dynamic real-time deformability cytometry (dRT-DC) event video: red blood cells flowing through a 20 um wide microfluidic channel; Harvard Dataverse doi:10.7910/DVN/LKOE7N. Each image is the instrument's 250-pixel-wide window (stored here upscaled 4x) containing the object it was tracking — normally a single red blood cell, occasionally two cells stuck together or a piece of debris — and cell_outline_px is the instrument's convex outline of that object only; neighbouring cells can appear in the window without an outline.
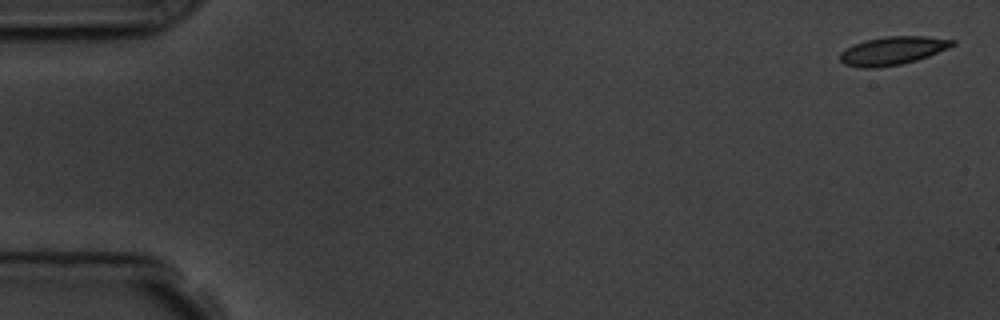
{"species": "common noctule bat (a hibernating species)", "species_latin": "Nyctalus noctula", "temperature_condition": "room temperature", "stored_images_in_passage": 5, "camera_frame_rate_fps": 3000, "um_per_image_px": 0.085, "animal": {"sex": "male", "body_mass_g": 19.5, "forearm_length_mm": 54.6}, "frame": {"image": 1, "passage_image": 1, "time_ms": 0.0, "image_size_px": [1000, 320], "cell_outline_px": [[956, 44], [948, 48], [928, 56], [916, 60], [900, 64], [876, 68], [860, 68], [844, 64], [840, 60], [840, 52], [864, 40], [888, 36], [924, 36], [956, 40]], "centroid_in_image_um": [75.88, 4.31], "position_along_channel_um": 9.1, "area_um2": 18.38}}
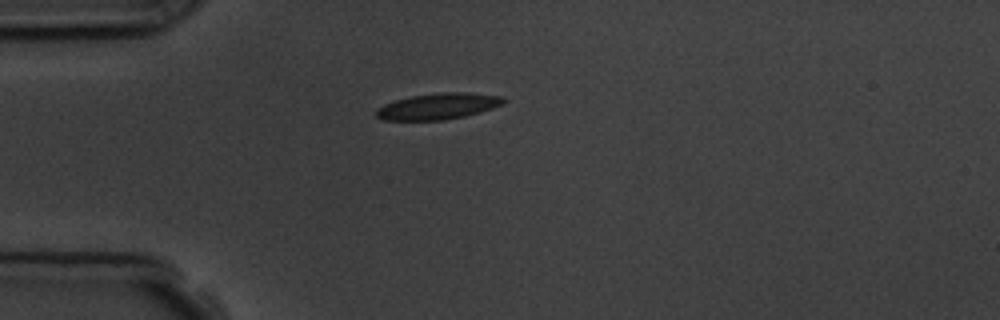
{"frame": {"image": 2, "passage_image": 5, "time_ms": 4.333, "image_size_px": [1000, 320], "cell_outline_px": [[508, 100], [492, 108], [480, 112], [464, 116], [444, 120], [384, 120], [376, 116], [376, 108], [384, 104], [396, 100], [412, 96], [440, 92], [468, 92], [504, 96]], "centroid_in_image_um": [37.26, 9.02], "position_along_channel_um": 47.7, "area_um2": 19.42}}